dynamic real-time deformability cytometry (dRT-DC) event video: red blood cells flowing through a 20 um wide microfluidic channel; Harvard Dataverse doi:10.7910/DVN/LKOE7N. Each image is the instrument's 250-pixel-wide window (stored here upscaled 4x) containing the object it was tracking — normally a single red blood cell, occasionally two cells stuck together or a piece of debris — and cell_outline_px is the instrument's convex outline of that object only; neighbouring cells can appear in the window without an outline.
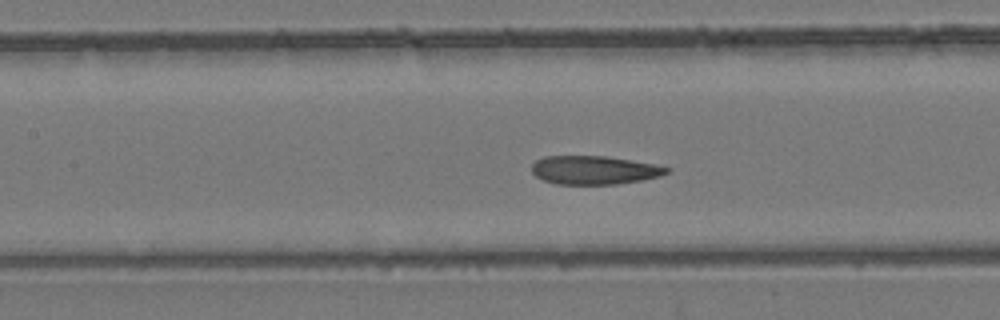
{"species": "common noctule bat (a hibernating species)", "species_latin": "Nyctalus noctula", "temperature_condition": "room temperature", "stored_images_in_passage": 35, "camera_frame_rate_fps": 3000, "um_per_image_px": 0.085, "animal": {"sex": "female", "body_mass_g": 24.6, "forearm_length_mm": 56.2}, "frame": {"image": 1, "passage_image": 5, "time_ms": 1.333, "image_size_px": [1000, 320], "cell_outline_px": [[672, 168], [668, 172], [660, 176], [640, 180], [616, 184], [556, 184], [544, 180], [536, 176], [532, 172], [532, 164], [536, 160], [544, 156], [608, 156], [656, 164]], "centroid_in_image_um": [50.52, 14.45], "position_along_channel_um": 156.9, "area_um2": 22.48}}
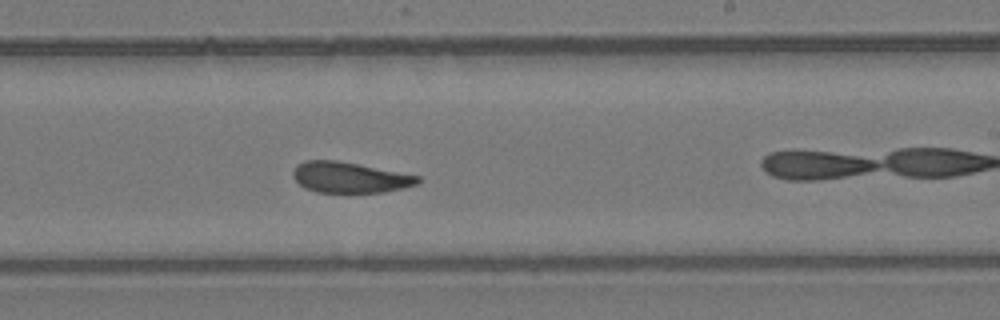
{"frame": {"image": 2, "passage_image": 13, "time_ms": 4.0, "image_size_px": [1000, 320], "cell_outline_px": [[420, 184], [404, 188], [384, 192], [316, 192], [304, 188], [292, 176], [292, 172], [296, 164], [304, 160], [336, 160], [420, 176]], "centroid_in_image_um": [29.71, 15.08], "position_along_channel_um": 259.3, "area_um2": 22.37}}
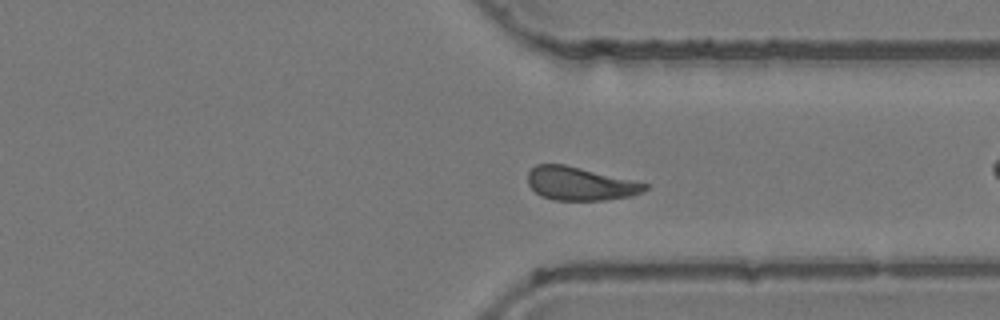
{"frame": {"image": 3, "passage_image": 21, "time_ms": 6.667, "image_size_px": [1000, 320], "cell_outline_px": [[648, 188], [632, 196], [604, 200], [556, 200], [540, 196], [528, 184], [528, 172], [536, 164], [564, 164], [632, 180], [648, 184]], "centroid_in_image_um": [49.28, 15.61], "position_along_channel_um": 362.1, "area_um2": 22.54}, "authors_computed_cell_mechanics": {"area_um2": 23.0622, "velocity_mm_per_s": 3.8475, "shape_relaxation_time_tau1_ms": 8.2738, "shape_relaxation_time_tau2_ms": 1.6555, "deformation_change_tau1": 0.1562, "deformation_change_tau2": 0.0528}}